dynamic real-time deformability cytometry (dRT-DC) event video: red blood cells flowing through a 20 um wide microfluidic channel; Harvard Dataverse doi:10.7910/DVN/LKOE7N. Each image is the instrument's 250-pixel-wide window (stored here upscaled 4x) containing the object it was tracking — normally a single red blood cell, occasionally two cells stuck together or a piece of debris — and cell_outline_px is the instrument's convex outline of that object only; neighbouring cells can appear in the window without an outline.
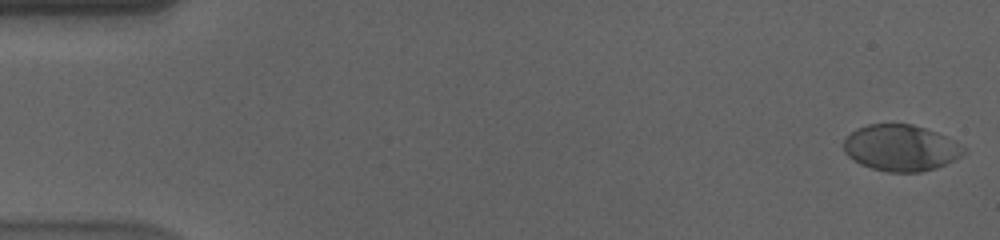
{"species": "human", "species_latin": "Homo sapiens", "temperature_condition": "cold", "stored_images_in_passage": 57, "camera_frame_rate_fps": 3000, "um_per_image_px": 0.085, "donor": {"sex": "male"}, "frame": {"image": 1, "passage_image": 1, "time_ms": 0.0, "image_size_px": [1000, 240], "cell_outline_px": [[964, 152], [960, 156], [936, 168], [920, 172], [888, 172], [872, 168], [860, 164], [848, 156], [844, 152], [844, 140], [856, 128], [868, 124], [912, 124], [936, 132], [952, 140], [964, 148]], "centroid_in_image_um": [76.52, 12.57], "position_along_channel_um": 8.5, "area_um2": 31.96}}
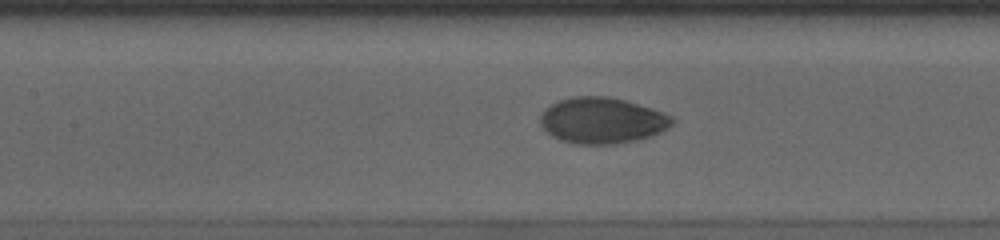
{"frame": {"image": 2, "passage_image": 26, "time_ms": 8.333, "image_size_px": [1000, 240], "cell_outline_px": [[676, 120], [668, 128], [652, 136], [636, 140], [616, 144], [576, 144], [560, 140], [552, 136], [540, 124], [540, 116], [544, 108], [548, 104], [572, 96], [608, 96], [624, 100], [672, 116]], "centroid_in_image_um": [51.14, 10.24], "position_along_channel_um": 156.3, "area_um2": 35.37}}
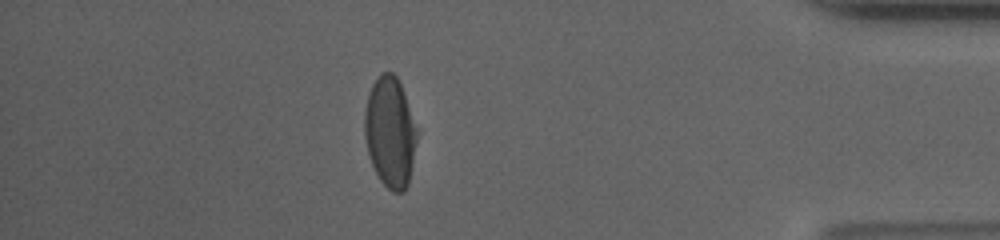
{"frame": {"image": 3, "passage_image": 50, "time_ms": 16.333, "image_size_px": [1000, 240], "cell_outline_px": [[416, 140], [408, 184], [404, 192], [392, 192], [380, 180], [372, 164], [368, 152], [364, 136], [364, 112], [368, 96], [372, 84], [380, 72], [392, 72], [396, 76], [400, 84], [416, 128]], "centroid_in_image_um": [33.12, 11.23], "position_along_channel_um": 402.1, "area_um2": 33.18}, "authors_computed_cell_mechanics": {"area_um2": 34.68, "velocity_mm_per_s": 3.5714, "shape_relaxation_time_tau1_ms": 4.6769, "shape_relaxation_time_tau2_ms": 1.0729, "deformation_change_tau1": 0.1698, "deformation_change_tau2": 0.0366}}